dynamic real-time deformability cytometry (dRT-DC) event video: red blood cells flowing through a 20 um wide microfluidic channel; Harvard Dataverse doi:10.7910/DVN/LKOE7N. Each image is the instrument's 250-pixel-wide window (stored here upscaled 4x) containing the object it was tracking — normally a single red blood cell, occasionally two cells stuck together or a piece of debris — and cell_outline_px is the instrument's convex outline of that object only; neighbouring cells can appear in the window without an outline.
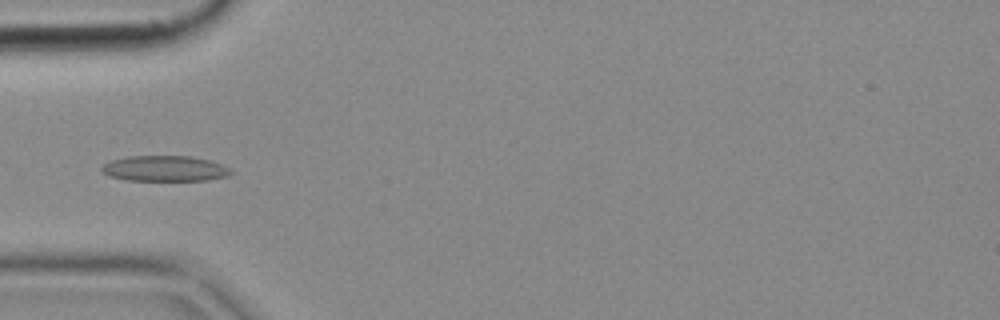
{"species": "common noctule bat (a hibernating species)", "species_latin": "Nyctalus noctula", "temperature_condition": "cold", "stored_images_in_passage": 2, "camera_frame_rate_fps": 3000, "um_per_image_px": 0.085, "animal": {"sex": "female", "body_mass_g": 18.4}, "frame": {"image": 1, "passage_image": 1, "time_ms": 0.0, "image_size_px": [1000, 320], "cell_outline_px": [[236, 172], [228, 176], [208, 180], [124, 180], [108, 176], [100, 172], [100, 168], [104, 164], [112, 160], [128, 156], [192, 156], [212, 160], [224, 164], [232, 168]], "centroid_in_image_um": [14.07, 14.32], "position_along_channel_um": 70.9, "area_um2": 19.71}}
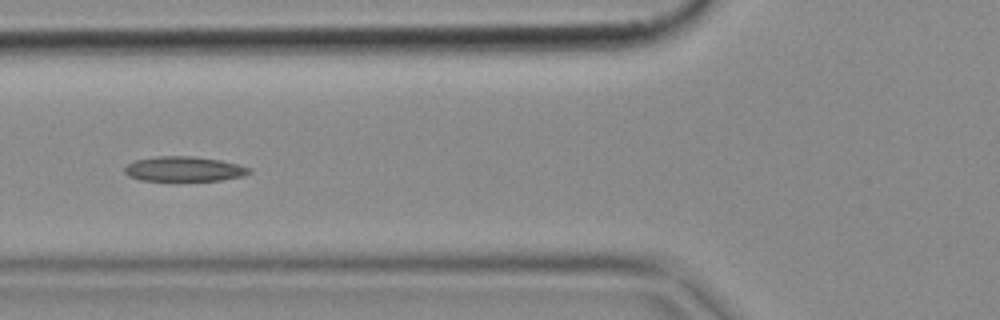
{"frame": {"image": 2, "passage_image": 2, "time_ms": 0.333, "image_size_px": [1000, 320], "cell_outline_px": [[252, 172], [244, 176], [220, 180], [140, 180], [128, 176], [124, 172], [124, 168], [128, 164], [136, 160], [156, 156], [196, 156], [220, 160], [240, 164], [252, 168]], "centroid_in_image_um": [15.69, 14.35], "position_along_channel_um": 110.1, "area_um2": 18.15}}